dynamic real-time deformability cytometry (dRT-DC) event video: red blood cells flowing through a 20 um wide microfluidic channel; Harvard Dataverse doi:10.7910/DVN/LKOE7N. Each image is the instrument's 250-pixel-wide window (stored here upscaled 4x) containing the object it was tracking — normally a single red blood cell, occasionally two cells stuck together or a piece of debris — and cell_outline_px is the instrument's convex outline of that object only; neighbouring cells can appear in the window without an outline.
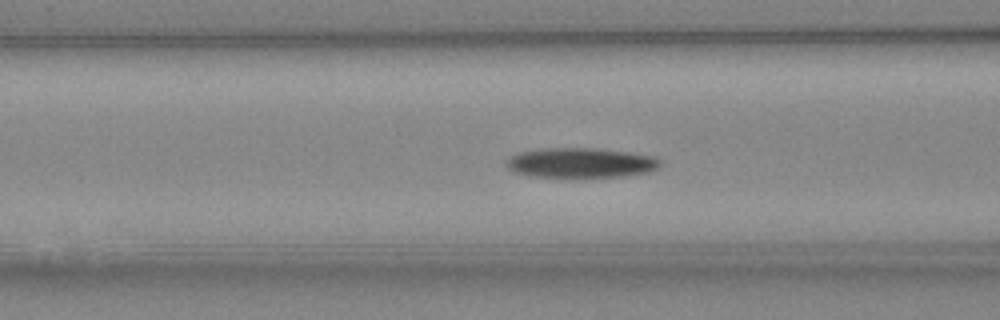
{"species": "Egyptian fruit bat (a non-hibernating species)", "species_latin": "Rousettus aegyptiacus", "temperature_condition": "cold", "stored_images_in_passage": 39, "camera_frame_rate_fps": 3000, "um_per_image_px": 0.085, "animal": {"sex": "female"}, "frame": {"image": 1, "passage_image": 9, "time_ms": 2.667, "image_size_px": [1000, 320], "cell_outline_px": [[660, 164], [656, 168], [648, 172], [628, 176], [576, 180], [528, 176], [512, 172], [504, 164], [508, 156], [520, 152], [540, 148], [596, 148], [656, 156], [660, 160]], "centroid_in_image_um": [49.29, 13.89], "position_along_channel_um": 117.3, "area_um2": 28.21}}
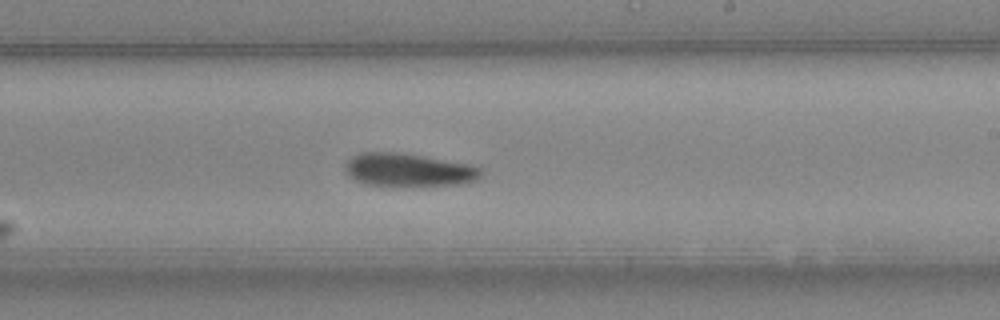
{"frame": {"image": 2, "passage_image": 19, "time_ms": 6.0, "image_size_px": [1000, 320], "cell_outline_px": [[480, 176], [476, 180], [464, 184], [364, 184], [348, 176], [344, 172], [344, 164], [352, 156], [360, 152], [396, 152], [468, 164], [480, 168]], "centroid_in_image_um": [34.64, 14.42], "position_along_channel_um": 254.4, "area_um2": 25.43}}
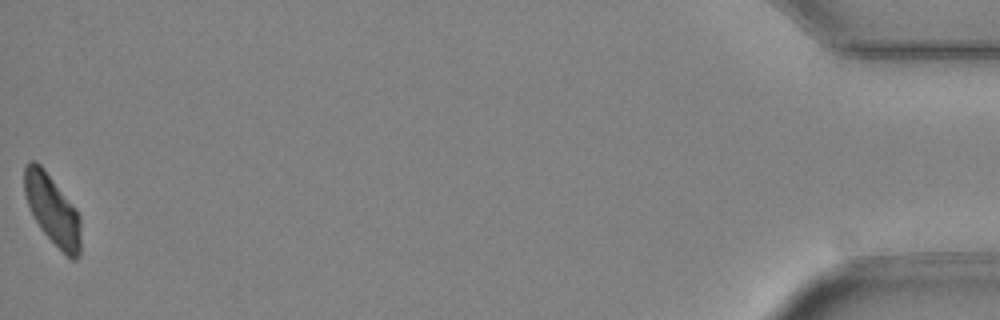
{"frame": {"image": 3, "passage_image": 39, "time_ms": 12.667, "image_size_px": [1000, 320], "cell_outline_px": [[80, 256], [76, 260], [72, 260], [40, 228], [28, 204], [24, 192], [24, 168], [28, 160], [36, 160], [44, 168], [76, 208], [80, 216]], "centroid_in_image_um": [4.46, 17.79], "position_along_channel_um": 430.7, "area_um2": 22.77}}